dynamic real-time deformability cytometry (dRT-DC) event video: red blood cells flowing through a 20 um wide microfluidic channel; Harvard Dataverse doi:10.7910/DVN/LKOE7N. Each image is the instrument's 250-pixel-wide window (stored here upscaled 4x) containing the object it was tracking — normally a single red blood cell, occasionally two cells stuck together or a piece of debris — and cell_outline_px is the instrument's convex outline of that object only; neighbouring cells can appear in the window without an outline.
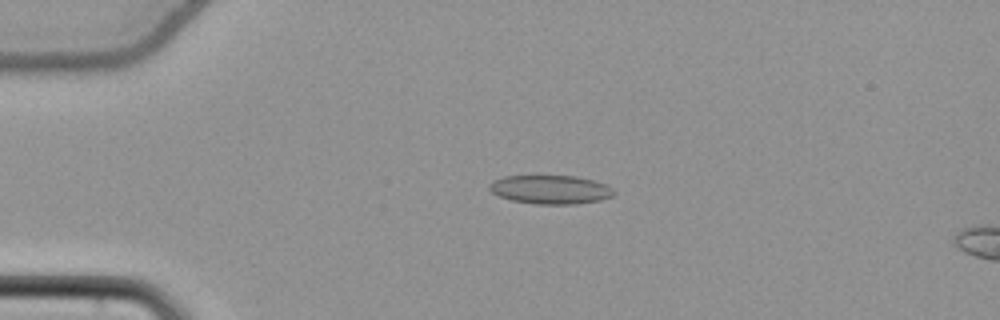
{"species": "common noctule bat (a hibernating species)", "species_latin": "Nyctalus noctula", "temperature_condition": "cold", "stored_images_in_passage": 19, "camera_frame_rate_fps": 3000, "um_per_image_px": 0.085, "animal": {"sex": "female", "body_mass_g": 22.7, "forearm_length_mm": 54.2}, "frame": {"image": 1, "passage_image": 14, "time_ms": 4.333, "image_size_px": [1000, 320], "cell_outline_px": [[616, 192], [612, 196], [600, 200], [576, 204], [536, 204], [512, 200], [500, 196], [492, 192], [488, 188], [488, 184], [492, 180], [504, 176], [576, 176], [592, 180], [604, 184], [612, 188]], "centroid_in_image_um": [46.77, 16.11], "position_along_channel_um": 38.2, "area_um2": 20.81}}